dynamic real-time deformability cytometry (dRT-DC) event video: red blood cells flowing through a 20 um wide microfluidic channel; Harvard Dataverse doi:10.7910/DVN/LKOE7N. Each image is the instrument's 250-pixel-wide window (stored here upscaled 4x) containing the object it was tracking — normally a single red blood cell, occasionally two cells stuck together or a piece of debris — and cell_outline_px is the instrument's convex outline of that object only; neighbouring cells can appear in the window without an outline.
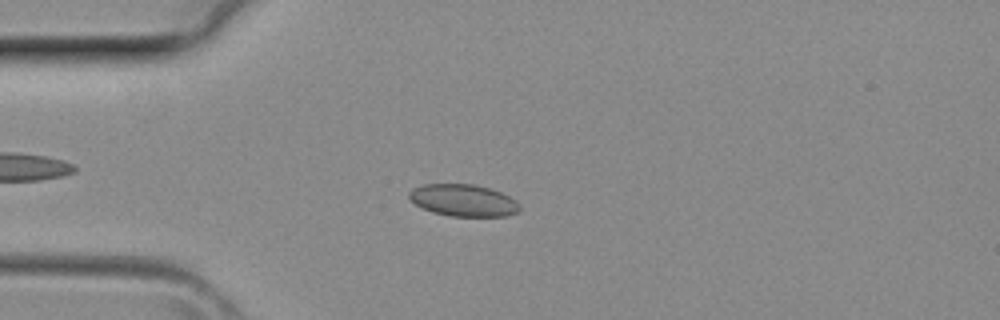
{"species": "common noctule bat (a hibernating species)", "species_latin": "Nyctalus noctula", "temperature_condition": "room temperature", "stored_images_in_passage": 12, "camera_frame_rate_fps": 3000, "um_per_image_px": 0.085, "animal": {"sex": "female", "body_mass_g": 29.2, "forearm_length_mm": 56.3}, "frame": {"image": 1, "passage_image": 7, "time_ms": 2.0, "image_size_px": [1000, 320], "cell_outline_px": [[520, 212], [508, 216], [452, 216], [432, 212], [416, 204], [408, 196], [408, 192], [412, 188], [424, 184], [476, 184], [500, 192], [516, 200], [520, 204]], "centroid_in_image_um": [39.41, 17.03], "position_along_channel_um": 45.6, "area_um2": 20.63}}
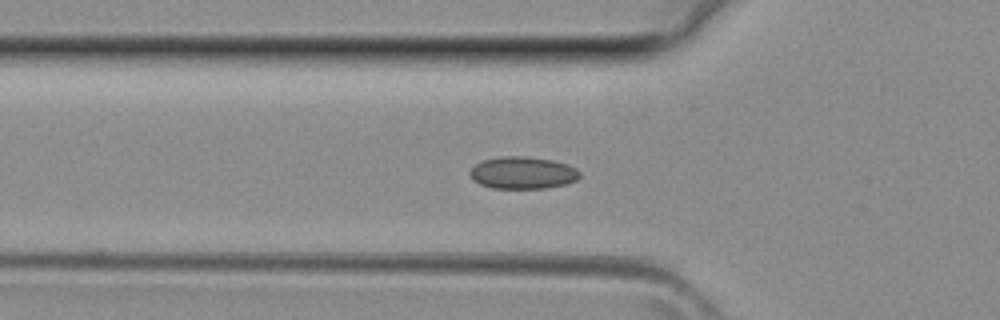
{"frame": {"image": 2, "passage_image": 10, "time_ms": 3.0, "image_size_px": [1000, 320], "cell_outline_px": [[580, 176], [576, 180], [564, 184], [544, 188], [492, 188], [480, 184], [472, 180], [468, 172], [476, 164], [484, 160], [500, 156], [528, 156], [552, 160], [568, 164], [576, 168], [580, 172]], "centroid_in_image_um": [44.42, 14.68], "position_along_channel_um": 81.4, "area_um2": 20.63}}